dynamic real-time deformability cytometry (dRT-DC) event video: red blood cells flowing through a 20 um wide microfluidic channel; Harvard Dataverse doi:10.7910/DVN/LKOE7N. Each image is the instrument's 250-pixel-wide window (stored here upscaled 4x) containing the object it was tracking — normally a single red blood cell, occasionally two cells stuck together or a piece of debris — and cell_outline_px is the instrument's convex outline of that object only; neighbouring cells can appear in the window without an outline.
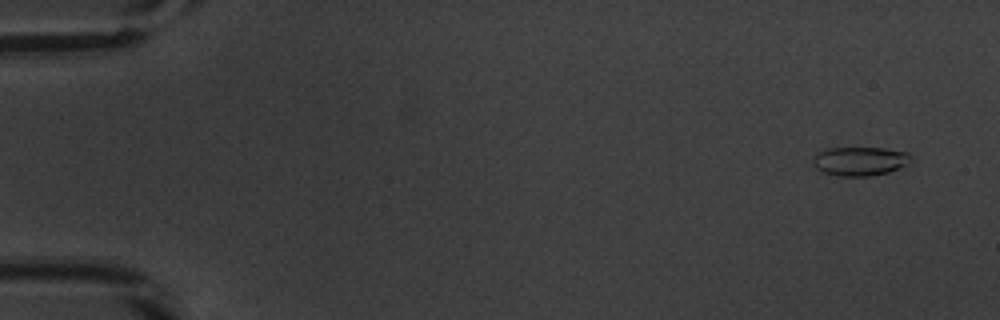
{"species": "common noctule bat (a hibernating species)", "species_latin": "Nyctalus noctula", "temperature_condition": "warm", "stored_images_in_passage": 53, "camera_frame_rate_fps": 3000, "um_per_image_px": 0.085, "animal": {"sex": "male", "body_mass_g": 20.1, "forearm_length_mm": 53.5}, "frame": {"image": 1, "passage_image": 3, "time_ms": 0.667, "image_size_px": [1000, 320], "cell_outline_px": [[912, 160], [908, 164], [900, 168], [888, 172], [872, 176], [836, 176], [824, 172], [816, 168], [812, 164], [812, 156], [816, 152], [824, 148], [884, 148], [908, 152], [912, 156]], "centroid_in_image_um": [73.07, 13.69], "position_along_channel_um": 11.9, "area_um2": 16.88}}
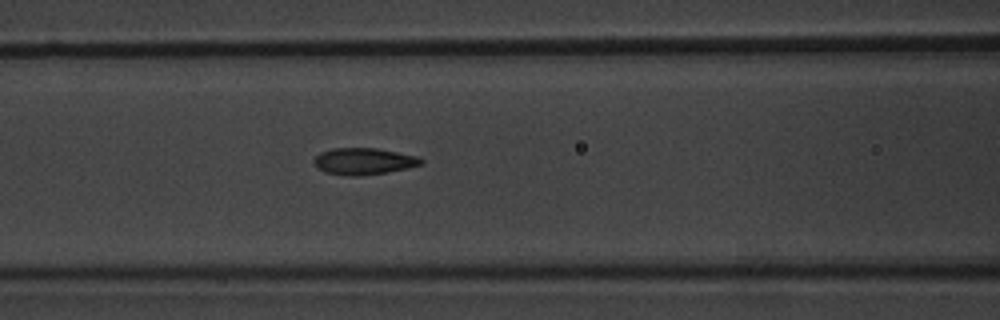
{"frame": {"image": 2, "passage_image": 23, "time_ms": 7.333, "image_size_px": [1000, 320], "cell_outline_px": [[424, 164], [408, 168], [388, 172], [360, 176], [344, 176], [324, 172], [316, 168], [312, 164], [312, 160], [320, 152], [332, 148], [376, 148], [416, 156], [424, 160]], "centroid_in_image_um": [30.87, 13.72], "position_along_channel_um": 135.7, "area_um2": 16.94}}
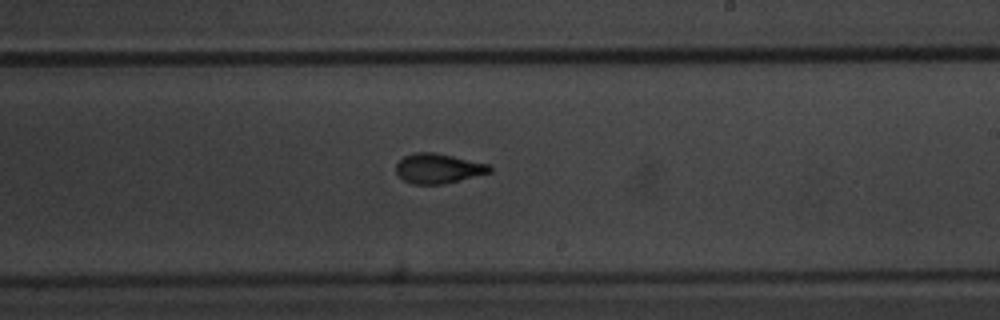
{"frame": {"image": 3, "passage_image": 32, "time_ms": 10.333, "image_size_px": [1000, 320], "cell_outline_px": [[492, 172], [444, 184], [412, 184], [404, 180], [396, 172], [396, 164], [404, 156], [412, 152], [432, 152], [492, 164]], "centroid_in_image_um": [37.28, 14.31], "position_along_channel_um": 251.7, "area_um2": 16.36}, "authors_computed_cell_mechanics": {"area_um2": 16.1262, "velocity_mm_per_s": 3.8695, "shape_relaxation_time_tau1_ms": 2.9853, "shape_relaxation_time_tau2_ms": 1.5775, "deformation_change_tau1": 0.1476, "deformation_change_tau2": 0.0698}}